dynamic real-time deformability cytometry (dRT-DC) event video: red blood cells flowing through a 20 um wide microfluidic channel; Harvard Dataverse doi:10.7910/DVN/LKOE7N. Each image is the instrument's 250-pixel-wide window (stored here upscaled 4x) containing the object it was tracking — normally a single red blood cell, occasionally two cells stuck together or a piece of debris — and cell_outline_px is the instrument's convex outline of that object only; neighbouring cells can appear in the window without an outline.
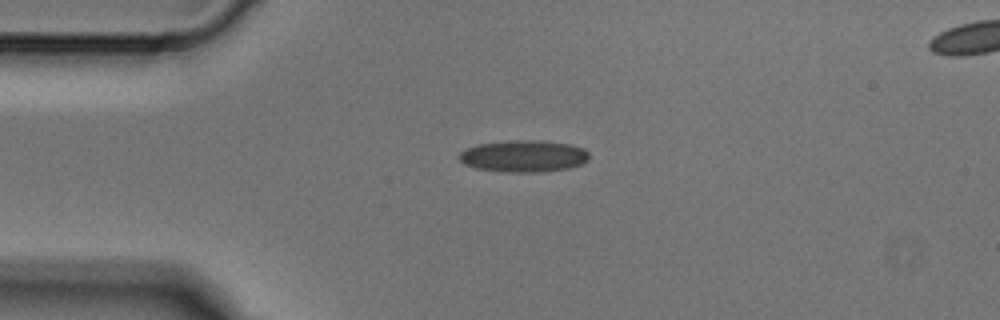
{"species": "Egyptian fruit bat (a non-hibernating species)", "species_latin": "Rousettus aegyptiacus", "temperature_condition": "cold", "stored_images_in_passage": 3, "camera_frame_rate_fps": 3000, "um_per_image_px": 0.085, "animal": {"sex": "male"}, "frame": {"image": 1, "passage_image": 1, "time_ms": 0.0, "image_size_px": [1000, 320], "cell_outline_px": [[588, 160], [584, 164], [568, 168], [536, 172], [504, 172], [476, 168], [464, 164], [456, 156], [460, 152], [476, 144], [512, 140], [544, 140], [572, 144], [584, 148], [588, 152]], "centroid_in_image_um": [44.52, 13.26], "position_along_channel_um": 40.5, "area_um2": 24.39}}
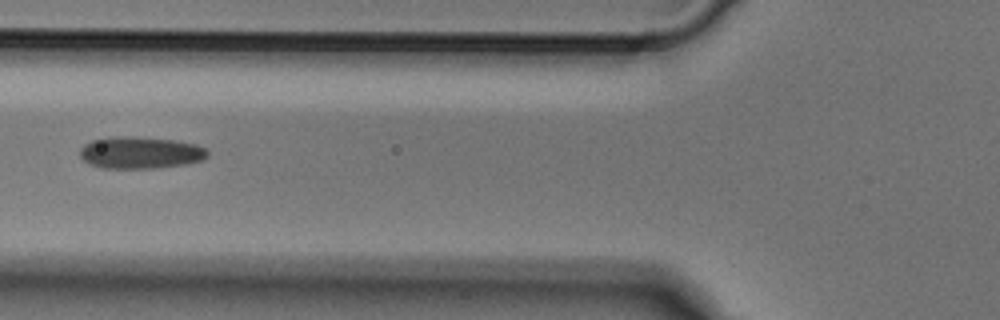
{"frame": {"image": 2, "passage_image": 3, "time_ms": 0.667, "image_size_px": [1000, 320], "cell_outline_px": [[208, 156], [204, 160], [188, 164], [160, 168], [100, 168], [88, 164], [80, 156], [80, 148], [84, 144], [92, 140], [116, 136], [136, 136], [176, 140], [196, 144], [208, 148]], "centroid_in_image_um": [11.97, 12.98], "position_along_channel_um": 113.8, "area_um2": 24.28}}